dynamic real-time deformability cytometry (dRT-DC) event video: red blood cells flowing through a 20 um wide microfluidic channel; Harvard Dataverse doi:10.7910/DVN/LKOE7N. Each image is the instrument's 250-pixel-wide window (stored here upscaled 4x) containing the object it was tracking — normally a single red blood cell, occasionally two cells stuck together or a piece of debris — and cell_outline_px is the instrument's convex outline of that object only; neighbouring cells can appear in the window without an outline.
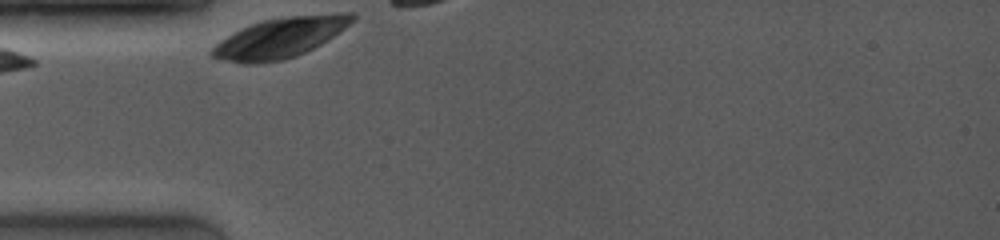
{"species": "common noctule bat (a hibernating species)", "species_latin": "Nyctalus noctula", "temperature_condition": "room temperature", "stored_images_in_passage": 3, "camera_frame_rate_fps": 4000, "um_per_image_px": 0.085, "animal": {"sex": "female", "body_mass_g": 19.0, "forearm_length_mm": 53.3}, "frame": {"image": 1, "passage_image": 1, "time_ms": 0.0, "image_size_px": [1000, 240], "cell_outline_px": [[356, 16], [344, 28], [328, 40], [296, 56], [284, 60], [256, 64], [244, 64], [220, 60], [212, 56], [208, 52], [220, 40], [240, 28], [260, 20], [284, 16], [340, 12], [352, 12]], "centroid_in_image_um": [23.77, 3.2], "position_along_channel_um": 61.2, "area_um2": 33.12}}